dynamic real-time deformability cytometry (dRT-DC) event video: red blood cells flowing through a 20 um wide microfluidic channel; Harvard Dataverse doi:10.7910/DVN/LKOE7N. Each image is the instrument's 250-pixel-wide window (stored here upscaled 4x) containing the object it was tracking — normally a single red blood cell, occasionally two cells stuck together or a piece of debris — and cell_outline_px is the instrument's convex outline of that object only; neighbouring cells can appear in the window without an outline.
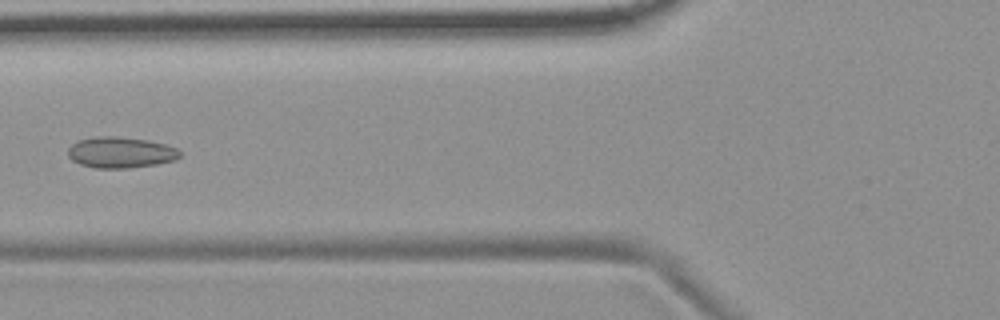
{"species": "common noctule bat (a hibernating species)", "species_latin": "Nyctalus noctula", "temperature_condition": "room temperature", "stored_images_in_passage": 6, "camera_frame_rate_fps": 3000, "um_per_image_px": 0.085, "animal": {"sex": "female", "body_mass_g": 19.9}, "frame": {"image": 1, "passage_image": 6, "time_ms": 6.0, "image_size_px": [1000, 320], "cell_outline_px": [[180, 156], [176, 160], [156, 164], [128, 168], [96, 168], [80, 164], [72, 160], [68, 156], [68, 148], [72, 144], [80, 140], [96, 136], [116, 136], [148, 140], [164, 144], [176, 148], [180, 152]], "centroid_in_image_um": [10.24, 12.96], "position_along_channel_um": 115.6, "area_um2": 20.17}}